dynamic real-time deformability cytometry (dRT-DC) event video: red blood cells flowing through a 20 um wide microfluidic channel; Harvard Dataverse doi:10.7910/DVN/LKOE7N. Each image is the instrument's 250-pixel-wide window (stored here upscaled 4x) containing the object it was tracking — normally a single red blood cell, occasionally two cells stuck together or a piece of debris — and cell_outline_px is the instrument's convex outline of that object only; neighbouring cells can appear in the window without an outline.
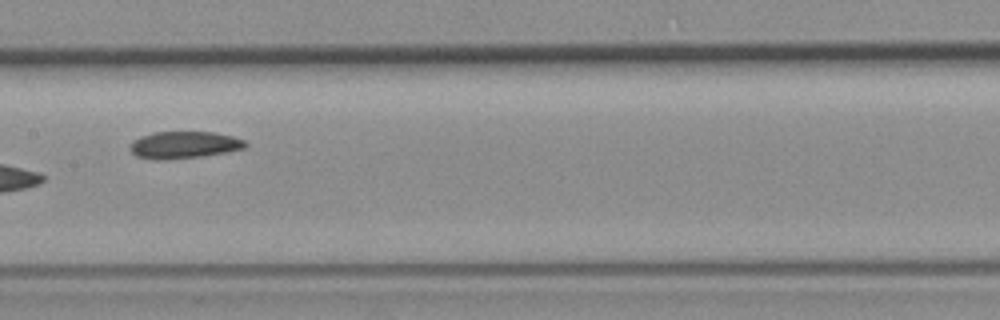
{"species": "common noctule bat (a hibernating species)", "species_latin": "Nyctalus noctula", "temperature_condition": "room temperature", "stored_images_in_passage": 7, "camera_frame_rate_fps": 3000, "um_per_image_px": 0.085, "animal": {"sex": "female", "body_mass_g": 19.3, "forearm_length_mm": 54.1}, "frame": {"image": 1, "passage_image": 7, "time_ms": 7.0, "image_size_px": [1000, 320], "cell_outline_px": [[248, 144], [244, 148], [228, 152], [200, 156], [164, 160], [156, 160], [136, 156], [128, 148], [132, 140], [140, 136], [156, 132], [212, 132], [232, 136], [244, 140]], "centroid_in_image_um": [15.61, 12.32], "position_along_channel_um": 191.8, "area_um2": 18.21}}